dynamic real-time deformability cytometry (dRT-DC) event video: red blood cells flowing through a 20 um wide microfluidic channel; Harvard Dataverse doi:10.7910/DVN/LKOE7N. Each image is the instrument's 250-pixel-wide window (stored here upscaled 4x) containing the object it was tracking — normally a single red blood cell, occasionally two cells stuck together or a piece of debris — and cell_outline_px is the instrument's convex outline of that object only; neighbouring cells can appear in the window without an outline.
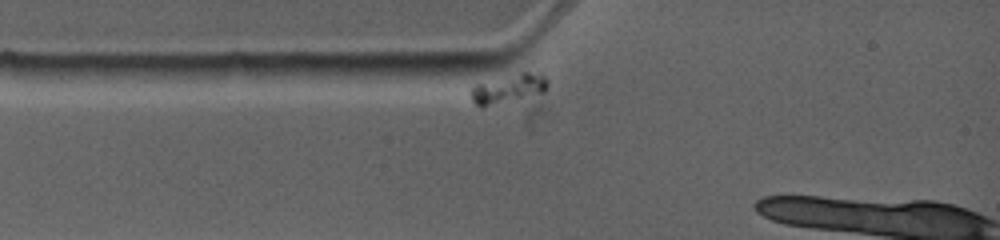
{"species": "common noctule bat (a hibernating species)", "species_latin": "Nyctalus noctula", "temperature_condition": "warm", "stored_images_in_passage": 3, "segment_of_instrument_passage": [1, 2], "camera_frame_rate_fps": 4500, "um_per_image_px": 0.085, "animal": {"sex": "female", "body_mass_g": 19.0, "forearm_length_mm": 53.3}, "frame": {"image": 1, "passage_image": 1, "time_ms": 0.0, "image_size_px": [1000, 240], "cell_outline_px": [[548, 84], [544, 92], [488, 104], [476, 104], [472, 100], [472, 84], [520, 72], [540, 72], [548, 80]], "centroid_in_image_um": [43.25, 7.44], "position_along_channel_um": 41.7, "area_um2": 12.31}}